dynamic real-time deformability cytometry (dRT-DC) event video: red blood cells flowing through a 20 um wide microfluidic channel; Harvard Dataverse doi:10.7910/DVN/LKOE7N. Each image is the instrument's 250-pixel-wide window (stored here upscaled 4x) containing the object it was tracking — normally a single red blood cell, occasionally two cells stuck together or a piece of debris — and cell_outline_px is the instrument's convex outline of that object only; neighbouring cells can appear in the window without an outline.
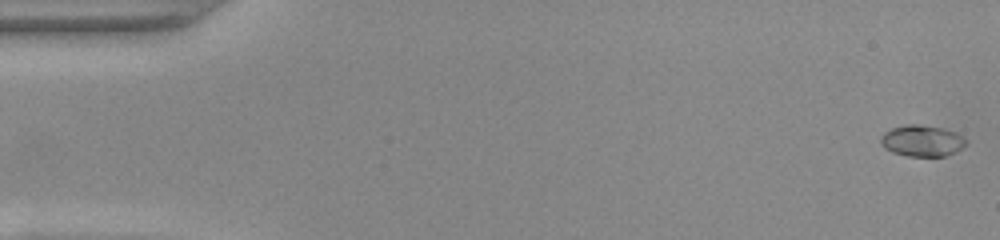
{"species": "common noctule bat (a hibernating species)", "species_latin": "Nyctalus noctula", "temperature_condition": "warm", "stored_images_in_passage": 52, "camera_frame_rate_fps": 3000, "um_per_image_px": 0.085, "animal": {"sex": "female", "body_mass_g": 22.0, "forearm_length_mm": 56.7}, "frame": {"image": 1, "passage_image": 1, "time_ms": 0.0, "image_size_px": [1000, 240], "cell_outline_px": [[968, 144], [956, 152], [944, 156], [908, 156], [892, 152], [884, 148], [880, 144], [880, 136], [884, 132], [892, 128], [904, 124], [920, 124], [944, 128], [956, 132], [968, 140]], "centroid_in_image_um": [78.38, 11.96], "position_along_channel_um": 6.6, "area_um2": 15.9}}
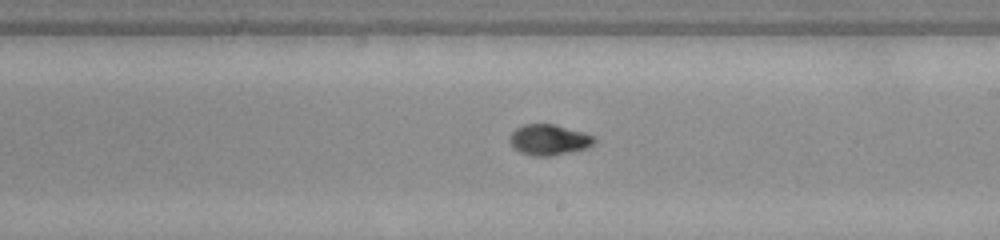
{"frame": {"image": 2, "passage_image": 30, "time_ms": 9.667, "image_size_px": [1000, 240], "cell_outline_px": [[596, 140], [588, 148], [552, 156], [532, 156], [520, 152], [512, 144], [512, 132], [516, 128], [524, 124], [552, 124], [584, 132], [596, 136]], "centroid_in_image_um": [46.72, 11.88], "position_along_channel_um": 242.3, "area_um2": 14.97}}
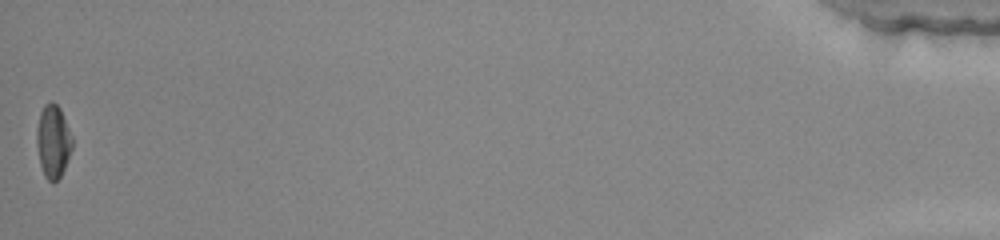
{"frame": {"image": 3, "passage_image": 52, "time_ms": 17.0, "image_size_px": [1000, 240], "cell_outline_px": [[72, 148], [64, 168], [60, 176], [52, 184], [44, 176], [40, 164], [36, 144], [36, 128], [40, 112], [44, 104], [52, 100], [60, 108], [72, 136]], "centroid_in_image_um": [4.49, 12.0], "position_along_channel_um": 430.7, "area_um2": 15.2}, "authors_computed_cell_mechanics": {"area_um2": 14.8546, "velocity_mm_per_s": 3.9473, "shape_relaxation_time_tau1_ms": 5.3731, "shape_relaxation_time_tau2_ms": 1.9284, "deformation_change_tau1": 0.2494, "deformation_change_tau2": 0.0354}}